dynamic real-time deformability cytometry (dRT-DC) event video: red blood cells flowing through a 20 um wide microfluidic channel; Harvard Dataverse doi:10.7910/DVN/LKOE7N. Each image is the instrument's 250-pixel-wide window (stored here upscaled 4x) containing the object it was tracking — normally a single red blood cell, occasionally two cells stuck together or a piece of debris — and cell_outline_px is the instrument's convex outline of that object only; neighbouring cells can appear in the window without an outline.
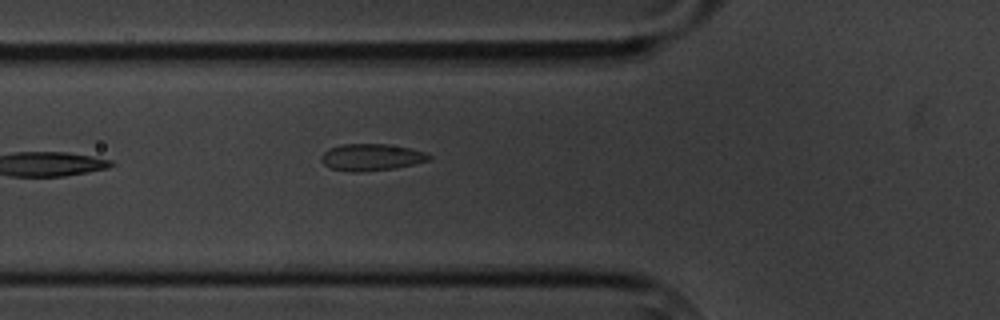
{"species": "common noctule bat (a hibernating species)", "species_latin": "Nyctalus noctula", "temperature_condition": "cold", "stored_images_in_passage": 7, "camera_frame_rate_fps": 3000, "um_per_image_px": 0.085, "animal": {"sex": "male", "body_mass_g": 20.1, "forearm_length_mm": 53.5}, "frame": {"image": 1, "passage_image": 7, "time_ms": 7.0, "image_size_px": [1000, 320], "cell_outline_px": [[432, 160], [392, 168], [356, 172], [352, 172], [332, 168], [324, 164], [320, 160], [320, 156], [328, 148], [340, 144], [388, 144], [412, 148], [428, 152], [432, 156]], "centroid_in_image_um": [31.59, 13.34], "position_along_channel_um": 94.2, "area_um2": 16.94}}